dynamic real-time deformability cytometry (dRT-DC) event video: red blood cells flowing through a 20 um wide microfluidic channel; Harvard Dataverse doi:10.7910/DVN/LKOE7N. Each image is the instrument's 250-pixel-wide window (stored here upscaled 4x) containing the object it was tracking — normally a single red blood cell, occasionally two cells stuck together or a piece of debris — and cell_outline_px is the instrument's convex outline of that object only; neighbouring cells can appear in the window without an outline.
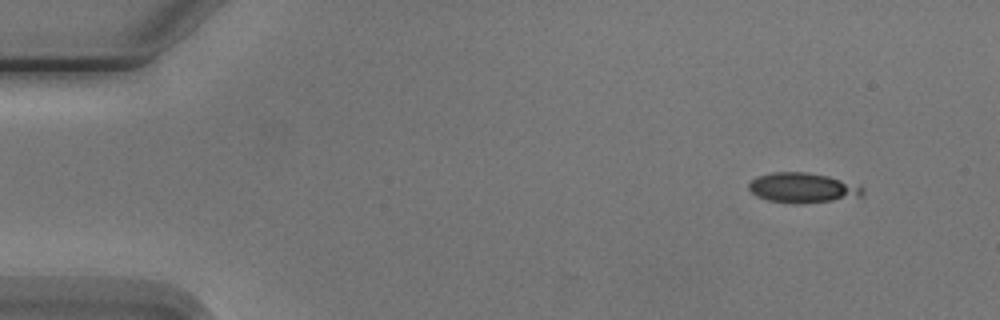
{"species": "Egyptian fruit bat (a non-hibernating species)", "species_latin": "Rousettus aegyptiacus", "temperature_condition": "cold", "stored_images_in_passage": 4, "camera_frame_rate_fps": 3000, "um_per_image_px": 0.085, "animal": {"sex": "male"}, "frame": {"image": 1, "passage_image": 1, "time_ms": 0.0, "image_size_px": [1000, 320], "cell_outline_px": [[864, 192], [860, 196], [832, 200], [796, 204], [768, 200], [756, 196], [748, 188], [748, 184], [752, 180], [760, 176], [772, 172], [808, 172], [828, 176], [864, 188]], "centroid_in_image_um": [68.17, 15.96], "position_along_channel_um": 16.8, "area_um2": 19.48}}
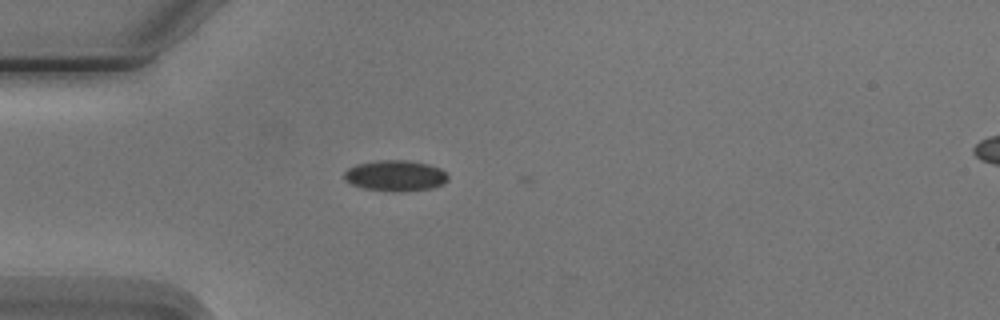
{"frame": {"image": 2, "passage_image": 4, "time_ms": 3.333, "image_size_px": [1000, 320], "cell_outline_px": [[448, 180], [432, 188], [364, 188], [352, 184], [344, 180], [344, 172], [348, 168], [356, 164], [380, 160], [408, 160], [428, 164], [440, 168], [448, 172]], "centroid_in_image_um": [33.6, 14.86], "position_along_channel_um": 51.4, "area_um2": 17.69}}